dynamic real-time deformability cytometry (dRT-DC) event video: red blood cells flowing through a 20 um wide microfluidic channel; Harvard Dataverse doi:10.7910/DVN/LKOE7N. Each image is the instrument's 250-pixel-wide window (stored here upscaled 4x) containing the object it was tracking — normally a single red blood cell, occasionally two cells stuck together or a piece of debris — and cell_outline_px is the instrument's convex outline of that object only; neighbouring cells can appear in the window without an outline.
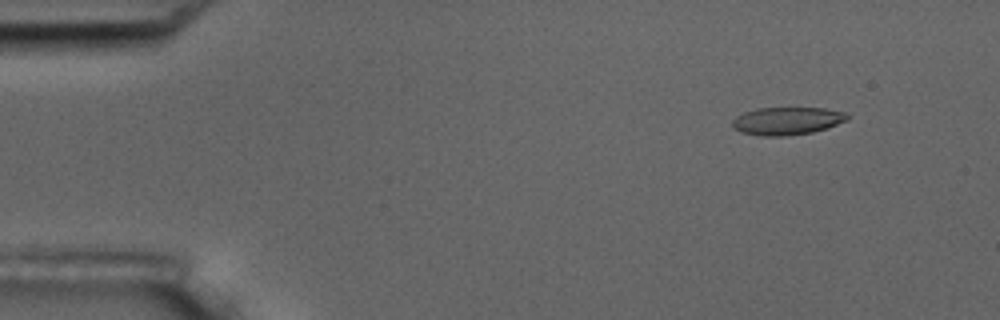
{"species": "common noctule bat (a hibernating species)", "species_latin": "Nyctalus noctula", "temperature_condition": "room temperature", "stored_images_in_passage": 5, "camera_frame_rate_fps": 3000, "um_per_image_px": 0.085, "animal": {"sex": "male", "body_mass_g": 17.5, "forearm_length_mm": 52.3}, "frame": {"image": 1, "passage_image": 2, "time_ms": 1.333, "image_size_px": [1000, 320], "cell_outline_px": [[848, 120], [828, 128], [812, 132], [784, 136], [760, 136], [740, 132], [732, 128], [732, 120], [736, 116], [744, 112], [756, 108], [824, 108], [848, 112]], "centroid_in_image_um": [66.89, 10.28], "position_along_channel_um": 18.1, "area_um2": 18.84}}
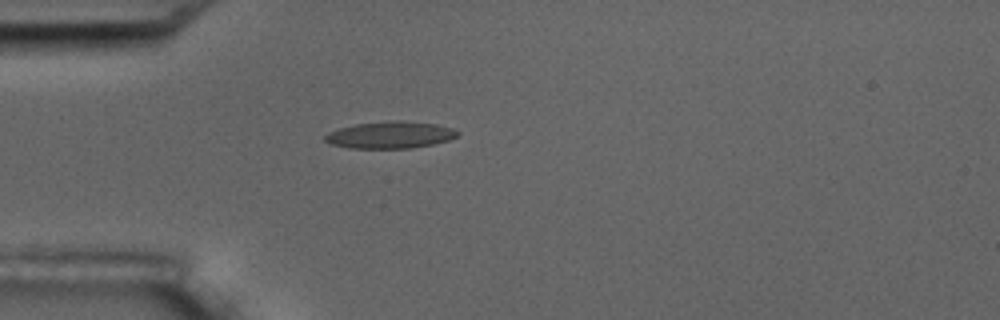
{"frame": {"image": 2, "passage_image": 5, "time_ms": 4.667, "image_size_px": [1000, 320], "cell_outline_px": [[460, 132], [456, 136], [448, 140], [432, 144], [412, 148], [348, 148], [332, 144], [324, 140], [324, 136], [328, 132], [340, 128], [356, 124], [436, 124], [452, 128]], "centroid_in_image_um": [33.12, 11.53], "position_along_channel_um": 51.9, "area_um2": 19.42}}